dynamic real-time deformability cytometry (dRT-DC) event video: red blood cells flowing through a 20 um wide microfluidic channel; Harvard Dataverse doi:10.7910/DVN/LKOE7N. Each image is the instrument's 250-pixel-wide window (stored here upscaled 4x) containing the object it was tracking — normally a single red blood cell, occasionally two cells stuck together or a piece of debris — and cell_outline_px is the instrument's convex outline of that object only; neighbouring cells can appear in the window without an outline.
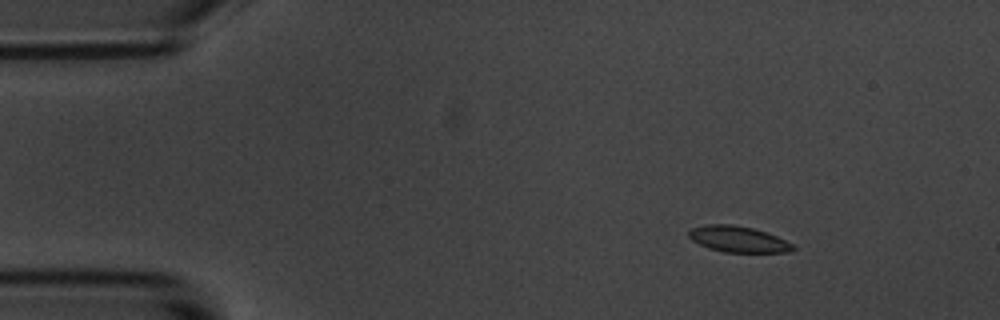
{"species": "common noctule bat (a hibernating species)", "species_latin": "Nyctalus noctula", "temperature_condition": "room temperature", "stored_images_in_passage": 7, "camera_frame_rate_fps": 3000, "um_per_image_px": 0.085, "animal": {"sex": "male", "body_mass_g": 20.1, "forearm_length_mm": 53.5}, "frame": {"image": 1, "passage_image": 3, "time_ms": 2.333, "image_size_px": [1000, 320], "cell_outline_px": [[796, 248], [788, 252], [724, 252], [708, 248], [692, 240], [688, 236], [688, 232], [692, 228], [708, 224], [732, 224], [752, 228], [776, 236], [792, 244]], "centroid_in_image_um": [62.72, 20.33], "position_along_channel_um": 22.3, "area_um2": 15.61}}
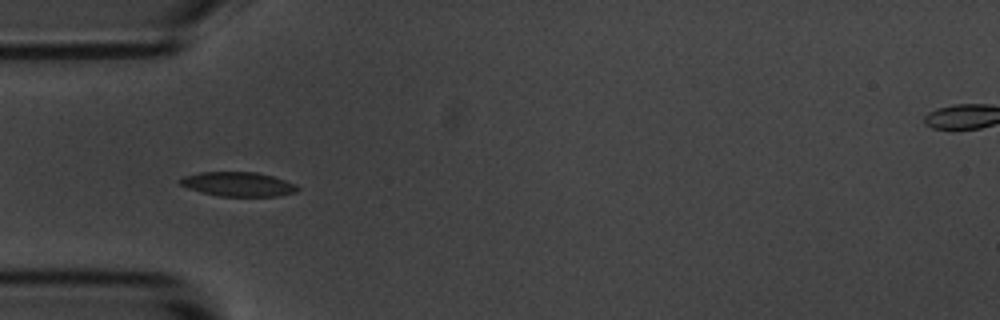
{"frame": {"image": 2, "passage_image": 6, "time_ms": 5.667, "image_size_px": [1000, 320], "cell_outline_px": [[300, 188], [296, 192], [280, 196], [216, 196], [200, 192], [188, 188], [180, 184], [176, 180], [184, 176], [200, 172], [256, 172], [272, 176], [296, 184]], "centroid_in_image_um": [20.22, 15.66], "position_along_channel_um": 64.8, "area_um2": 16.76}}